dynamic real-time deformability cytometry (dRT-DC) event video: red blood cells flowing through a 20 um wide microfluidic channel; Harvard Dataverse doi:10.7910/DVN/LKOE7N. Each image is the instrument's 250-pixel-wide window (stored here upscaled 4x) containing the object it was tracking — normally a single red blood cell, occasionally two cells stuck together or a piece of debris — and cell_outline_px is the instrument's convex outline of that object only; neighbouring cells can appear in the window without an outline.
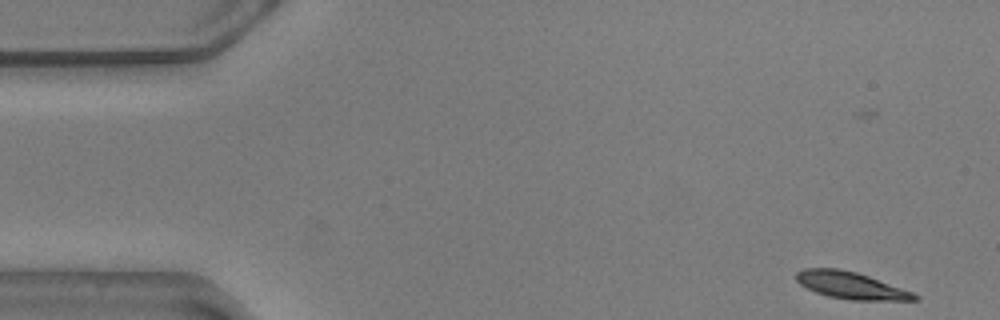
{"species": "common noctule bat (a hibernating species)", "species_latin": "Nyctalus noctula", "temperature_condition": "warm", "stored_images_in_passage": 55, "camera_frame_rate_fps": 3000, "um_per_image_px": 0.085, "animal": {"sex": "male", "body_mass_g": 20.5, "forearm_length_mm": 52.5}, "frame": {"image": 1, "passage_image": 1, "time_ms": 0.0, "image_size_px": [1000, 320], "cell_outline_px": [[920, 300], [852, 300], [828, 296], [816, 292], [800, 284], [796, 280], [796, 272], [804, 268], [840, 268], [856, 272], [868, 276], [912, 292], [920, 296]], "centroid_in_image_um": [72.31, 24.25], "position_along_channel_um": 12.7, "area_um2": 18.44}}
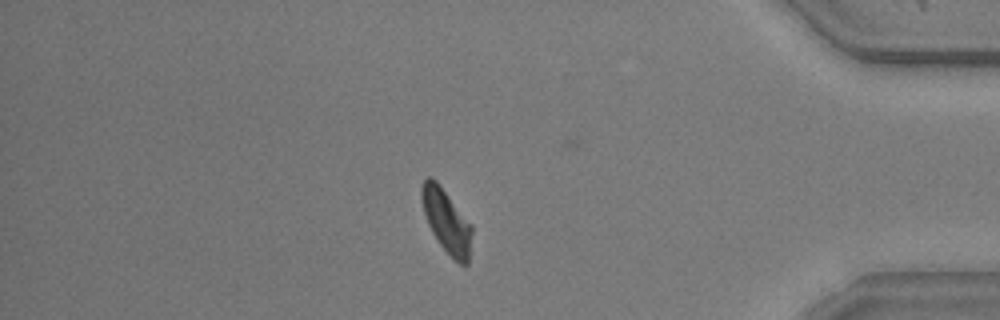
{"frame": {"image": 2, "passage_image": 46, "time_ms": 15.0, "image_size_px": [1000, 320], "cell_outline_px": [[472, 232], [468, 264], [460, 264], [440, 244], [432, 232], [428, 224], [424, 212], [420, 196], [420, 188], [424, 180], [428, 176], [432, 176], [440, 184], [472, 224]], "centroid_in_image_um": [37.95, 18.73], "position_along_channel_um": 397.3, "area_um2": 18.55}}
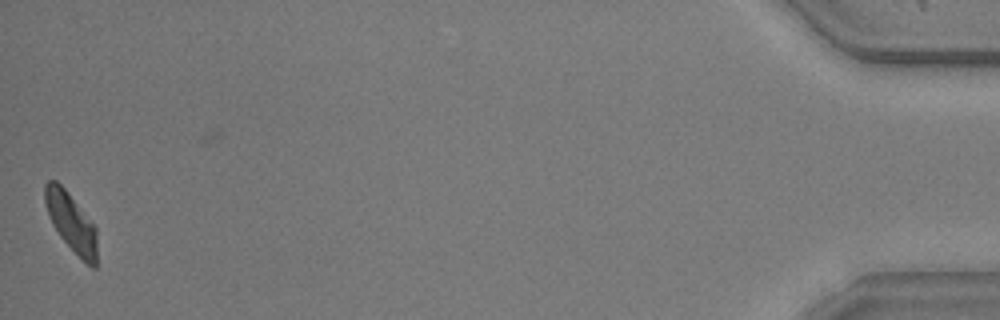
{"frame": {"image": 3, "passage_image": 54, "time_ms": 17.667, "image_size_px": [1000, 320], "cell_outline_px": [[96, 268], [92, 268], [60, 236], [52, 224], [44, 200], [44, 184], [48, 180], [56, 180], [64, 188], [96, 228]], "centroid_in_image_um": [6.02, 18.85], "position_along_channel_um": 429.2, "area_um2": 17.17}, "authors_computed_cell_mechanics": {"area_um2": 19.363, "velocity_mm_per_s": 3.5478, "shape_relaxation_time_tau1_ms": 2.8899, "shape_relaxation_time_tau2_ms": 2.7516, "deformation_change_tau1": 0.1287, "deformation_change_tau2": 0.0576}}